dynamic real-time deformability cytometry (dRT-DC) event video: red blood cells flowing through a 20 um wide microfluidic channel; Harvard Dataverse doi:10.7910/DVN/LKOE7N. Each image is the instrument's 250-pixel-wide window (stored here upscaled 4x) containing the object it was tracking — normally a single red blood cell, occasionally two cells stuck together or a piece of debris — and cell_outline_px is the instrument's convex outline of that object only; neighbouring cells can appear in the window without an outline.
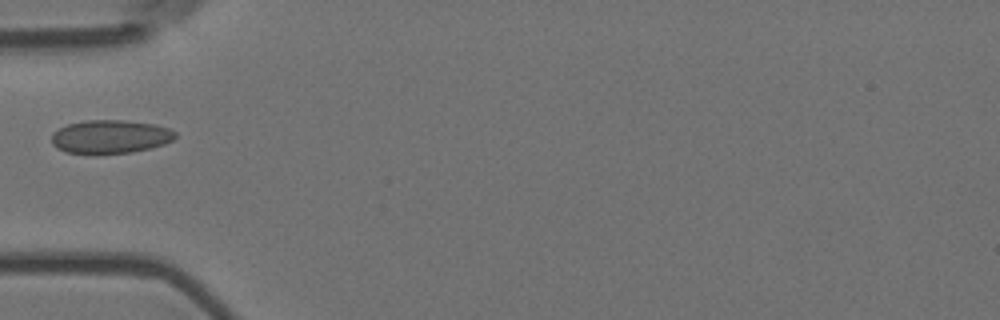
{"species": "Egyptian fruit bat (a non-hibernating species)", "species_latin": "Rousettus aegyptiacus", "temperature_condition": "room temperature", "stored_images_in_passage": 6, "camera_frame_rate_fps": 3000, "um_per_image_px": 0.085, "animal": {"sex": "female"}, "frame": {"image": 1, "passage_image": 5, "time_ms": 1.333, "image_size_px": [1000, 320], "cell_outline_px": [[176, 136], [172, 140], [164, 144], [132, 152], [96, 156], [64, 152], [56, 148], [52, 144], [52, 136], [60, 128], [68, 124], [88, 120], [124, 120], [156, 124], [168, 128], [176, 132]], "centroid_in_image_um": [9.36, 11.65], "position_along_channel_um": 75.6, "area_um2": 24.57}}
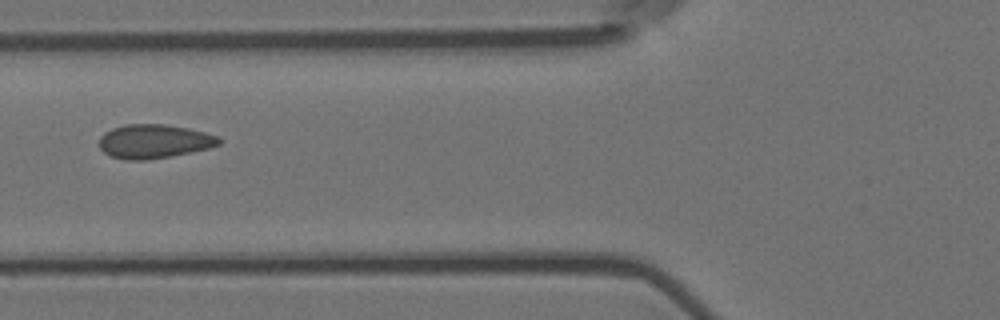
{"frame": {"image": 2, "passage_image": 6, "time_ms": 1.667, "image_size_px": [1000, 320], "cell_outline_px": [[220, 144], [208, 148], [192, 152], [148, 160], [124, 160], [108, 156], [100, 148], [100, 136], [104, 132], [112, 128], [124, 124], [164, 124], [188, 128], [204, 132], [216, 136], [220, 140]], "centroid_in_image_um": [13.05, 12.02], "position_along_channel_um": 112.8, "area_um2": 23.76}}